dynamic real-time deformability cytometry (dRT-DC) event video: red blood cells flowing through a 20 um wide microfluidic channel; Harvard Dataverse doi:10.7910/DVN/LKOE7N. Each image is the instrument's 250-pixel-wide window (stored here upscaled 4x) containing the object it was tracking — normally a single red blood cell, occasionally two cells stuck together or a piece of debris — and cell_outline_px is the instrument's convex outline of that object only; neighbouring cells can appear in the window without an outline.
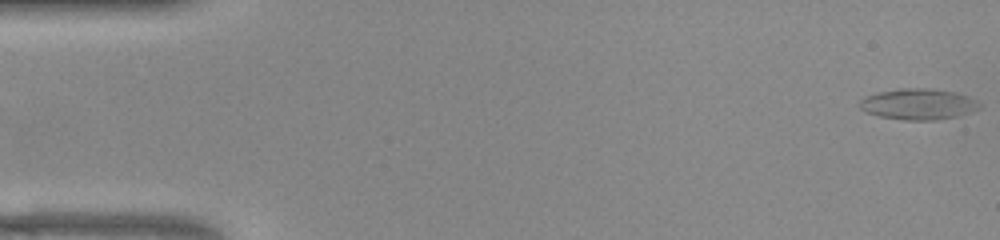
{"species": "common noctule bat (a hibernating species)", "species_latin": "Nyctalus noctula", "temperature_condition": "warm", "stored_images_in_passage": 53, "camera_frame_rate_fps": 3000, "um_per_image_px": 0.085, "animal": {"sex": "female", "body_mass_g": 22.0, "forearm_length_mm": 56.7}, "frame": {"image": 1, "passage_image": 1, "time_ms": 0.0, "image_size_px": [1000, 240], "cell_outline_px": [[980, 108], [956, 116], [936, 120], [904, 120], [880, 116], [868, 112], [860, 108], [860, 100], [864, 96], [876, 92], [900, 88], [928, 88], [956, 92], [968, 96], [976, 100], [980, 104]], "centroid_in_image_um": [78.04, 8.84], "position_along_channel_um": 7.0, "area_um2": 21.56}}
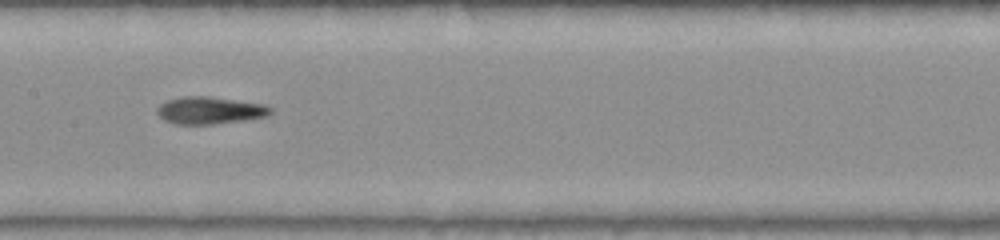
{"frame": {"image": 2, "passage_image": 26, "time_ms": 8.333, "image_size_px": [1000, 240], "cell_outline_px": [[272, 112], [268, 116], [212, 124], [176, 124], [164, 120], [156, 112], [156, 108], [160, 104], [168, 100], [184, 96], [208, 96], [264, 104], [272, 108]], "centroid_in_image_um": [17.81, 9.37], "position_along_channel_um": 189.6, "area_um2": 17.86}}
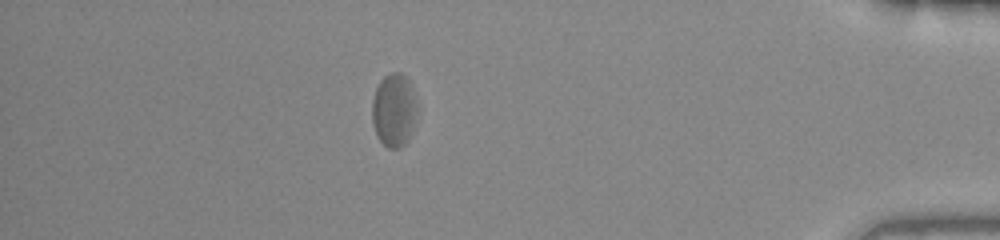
{"frame": {"image": 3, "passage_image": 46, "time_ms": 15.0, "image_size_px": [1000, 240], "cell_outline_px": [[420, 108], [408, 140], [400, 148], [388, 148], [380, 140], [376, 132], [372, 120], [372, 100], [376, 88], [380, 80], [384, 76], [392, 72], [400, 72], [408, 80], [412, 88]], "centroid_in_image_um": [33.52, 9.35], "position_along_channel_um": 401.7, "area_um2": 19.48}, "authors_computed_cell_mechanics": {"area_um2": 18.785, "velocity_mm_per_s": 3.8735, "shape_relaxation_time_tau1_ms": 10.576, "shape_relaxation_time_tau2_ms": 1.9019, "deformation_change_tau1": 0.2517, "deformation_change_tau2": 0.0864}}